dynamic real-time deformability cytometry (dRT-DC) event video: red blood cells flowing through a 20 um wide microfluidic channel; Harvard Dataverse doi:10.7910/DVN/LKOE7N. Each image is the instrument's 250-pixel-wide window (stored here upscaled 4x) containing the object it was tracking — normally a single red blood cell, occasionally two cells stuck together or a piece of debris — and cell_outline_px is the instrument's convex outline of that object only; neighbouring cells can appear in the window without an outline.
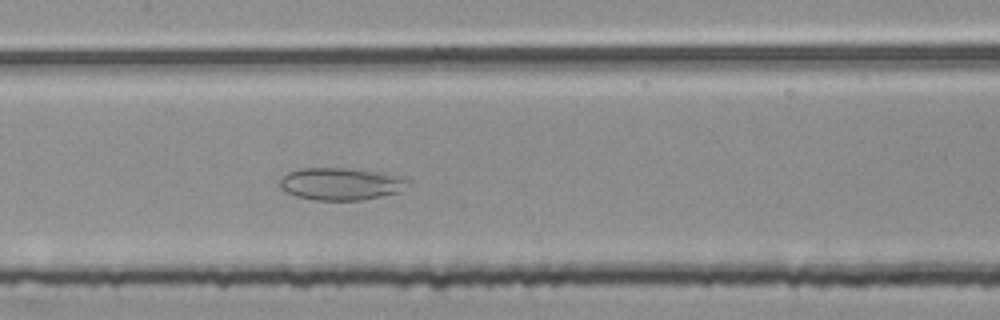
{"species": "common noctule bat (a hibernating species)", "species_latin": "Nyctalus noctula", "temperature_condition": "room temperature", "stored_images_in_passage": 51, "camera_frame_rate_fps": 3000, "um_per_image_px": 0.085, "animal": {"sex": "female", "body_mass_g": 25.1}, "frame": {"image": 1, "passage_image": 25, "time_ms": 8.0, "image_size_px": [1000, 320], "cell_outline_px": [[408, 180], [400, 192], [384, 196], [360, 200], [316, 200], [296, 196], [284, 192], [280, 188], [280, 180], [288, 172], [300, 168], [348, 168], [388, 172]], "centroid_in_image_um": [28.96, 15.62], "position_along_channel_um": 178.4, "area_um2": 24.28}}
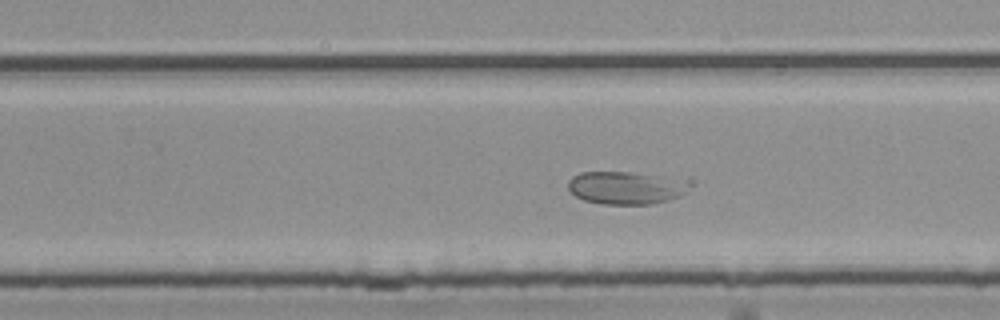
{"frame": {"image": 2, "passage_image": 33, "time_ms": 10.667, "image_size_px": [1000, 320], "cell_outline_px": [[688, 192], [680, 196], [668, 200], [652, 204], [600, 204], [584, 200], [568, 192], [568, 180], [572, 176], [580, 172], [632, 172], [656, 176]], "centroid_in_image_um": [52.88, 15.99], "position_along_channel_um": 276.9, "area_um2": 21.85}}
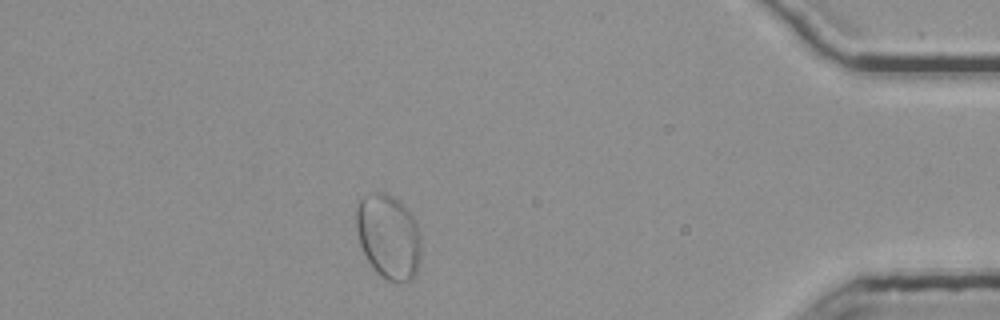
{"frame": {"image": 3, "passage_image": 47, "time_ms": 15.333, "image_size_px": [1000, 320], "cell_outline_px": [[420, 256], [416, 272], [412, 280], [396, 284], [384, 280], [372, 268], [360, 244], [356, 228], [356, 208], [360, 200], [364, 196], [376, 192], [384, 192], [392, 196], [412, 216], [416, 224], [420, 236]], "centroid_in_image_um": [33.01, 20.17], "position_along_channel_um": 402.2, "area_um2": 31.91}}